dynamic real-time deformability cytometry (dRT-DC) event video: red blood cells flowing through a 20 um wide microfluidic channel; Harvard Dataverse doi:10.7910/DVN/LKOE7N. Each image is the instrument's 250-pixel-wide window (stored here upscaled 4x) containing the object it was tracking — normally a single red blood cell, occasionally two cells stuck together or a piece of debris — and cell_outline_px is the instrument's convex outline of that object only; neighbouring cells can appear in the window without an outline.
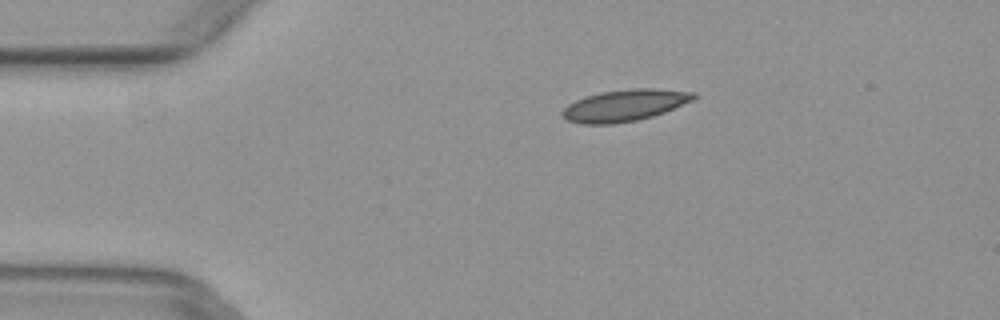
{"species": "common noctule bat (a hibernating species)", "species_latin": "Nyctalus noctula", "temperature_condition": "warm", "stored_images_in_passage": 3, "camera_frame_rate_fps": 3000, "um_per_image_px": 0.085, "animal": {"sex": "female", "body_mass_g": 29.2, "forearm_length_mm": 56.3}, "frame": {"image": 1, "passage_image": 3, "time_ms": 0.667, "image_size_px": [1000, 320], "cell_outline_px": [[696, 96], [692, 100], [664, 112], [652, 116], [636, 120], [612, 124], [580, 124], [568, 120], [560, 112], [568, 104], [576, 100], [600, 92], [632, 88], [652, 88], [696, 92]], "centroid_in_image_um": [53.08, 8.95], "position_along_channel_um": 31.9, "area_um2": 23.99}}